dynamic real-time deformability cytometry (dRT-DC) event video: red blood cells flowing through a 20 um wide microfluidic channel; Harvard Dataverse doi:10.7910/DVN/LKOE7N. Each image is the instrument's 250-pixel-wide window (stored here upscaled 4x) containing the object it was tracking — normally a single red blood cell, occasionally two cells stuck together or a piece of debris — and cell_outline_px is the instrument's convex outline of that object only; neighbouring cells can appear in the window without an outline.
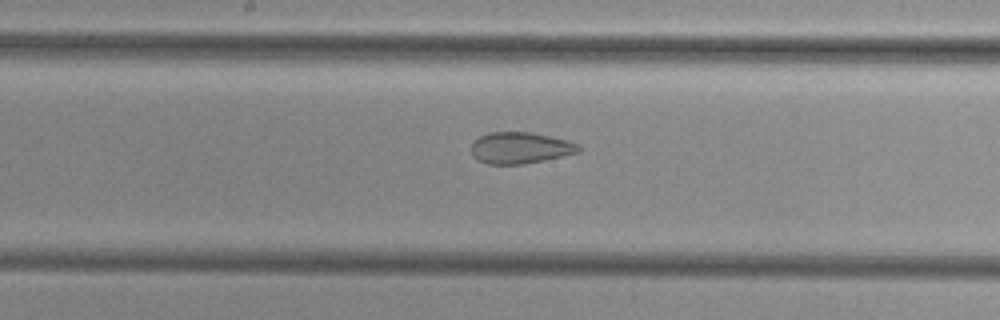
{"species": "common noctule bat (a hibernating species)", "species_latin": "Nyctalus noctula", "temperature_condition": "cold", "stored_images_in_passage": 52, "segment_of_instrument_passage": [2, 2], "camera_frame_rate_fps": 3000, "um_per_image_px": 0.085, "animal": {"sex": "female", "body_mass_g": 29.2, "forearm_length_mm": 56.3}, "frame": {"image": 1, "passage_image": 28, "time_ms": 9.0, "image_size_px": [1000, 320], "cell_outline_px": [[580, 148], [576, 152], [544, 160], [524, 164], [488, 164], [472, 156], [472, 144], [480, 136], [488, 132], [528, 132], [568, 140], [576, 144]], "centroid_in_image_um": [44.17, 12.57], "position_along_channel_um": 204.0, "area_um2": 19.25}}
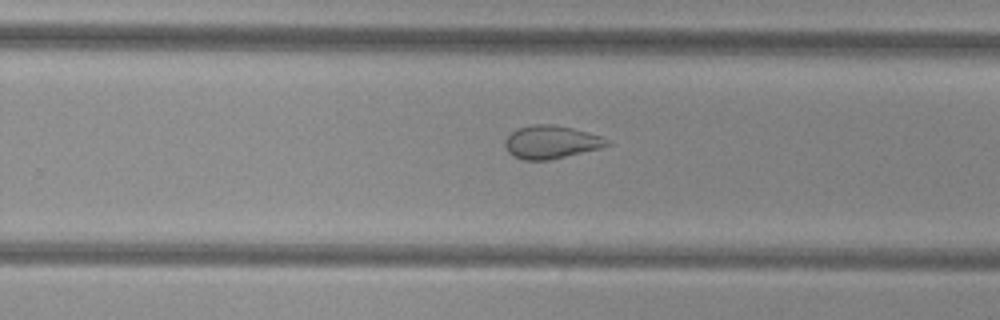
{"frame": {"image": 2, "passage_image": 34, "time_ms": 11.0, "image_size_px": [1000, 320], "cell_outline_px": [[612, 144], [600, 148], [548, 160], [524, 160], [512, 156], [508, 152], [504, 144], [504, 140], [516, 128], [532, 124], [552, 124], [572, 128], [600, 136], [612, 140]], "centroid_in_image_um": [46.83, 12.07], "position_along_channel_um": 283.0, "area_um2": 19.71}}
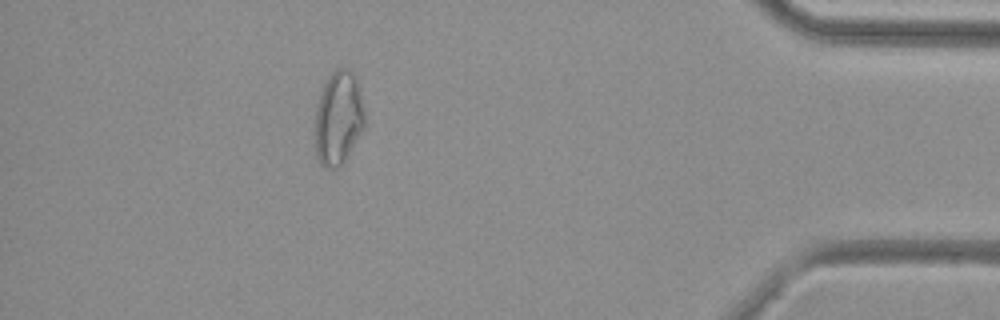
{"frame": {"image": 3, "passage_image": 47, "time_ms": 15.333, "image_size_px": [1000, 320], "cell_outline_px": [[364, 128], [344, 164], [336, 168], [324, 168], [320, 164], [316, 156], [316, 104], [320, 92], [328, 76], [336, 68], [348, 68], [356, 76], [360, 92], [364, 112]], "centroid_in_image_um": [28.76, 10.05], "position_along_channel_um": 406.4, "area_um2": 27.4}}